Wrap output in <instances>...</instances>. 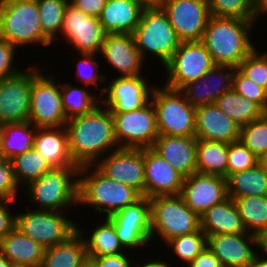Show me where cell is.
<instances>
[{"label":"cell","instance_id":"obj_1","mask_svg":"<svg viewBox=\"0 0 267 267\" xmlns=\"http://www.w3.org/2000/svg\"><path fill=\"white\" fill-rule=\"evenodd\" d=\"M101 105L66 122L70 154L79 167L94 165L102 156L120 148L115 138L113 115Z\"/></svg>","mask_w":267,"mask_h":267},{"label":"cell","instance_id":"obj_2","mask_svg":"<svg viewBox=\"0 0 267 267\" xmlns=\"http://www.w3.org/2000/svg\"><path fill=\"white\" fill-rule=\"evenodd\" d=\"M256 20L210 16L202 42L215 65L237 68L256 48L250 39Z\"/></svg>","mask_w":267,"mask_h":267},{"label":"cell","instance_id":"obj_3","mask_svg":"<svg viewBox=\"0 0 267 267\" xmlns=\"http://www.w3.org/2000/svg\"><path fill=\"white\" fill-rule=\"evenodd\" d=\"M141 197L137 190L107 178L94 165L79 167L78 206L90 205L109 217Z\"/></svg>","mask_w":267,"mask_h":267},{"label":"cell","instance_id":"obj_4","mask_svg":"<svg viewBox=\"0 0 267 267\" xmlns=\"http://www.w3.org/2000/svg\"><path fill=\"white\" fill-rule=\"evenodd\" d=\"M0 38L18 47L51 41L43 34L37 0H4L0 2Z\"/></svg>","mask_w":267,"mask_h":267},{"label":"cell","instance_id":"obj_5","mask_svg":"<svg viewBox=\"0 0 267 267\" xmlns=\"http://www.w3.org/2000/svg\"><path fill=\"white\" fill-rule=\"evenodd\" d=\"M79 166L53 168L26 186V194L38 210L63 211L78 206Z\"/></svg>","mask_w":267,"mask_h":267},{"label":"cell","instance_id":"obj_6","mask_svg":"<svg viewBox=\"0 0 267 267\" xmlns=\"http://www.w3.org/2000/svg\"><path fill=\"white\" fill-rule=\"evenodd\" d=\"M136 48L145 61L146 55L160 59L163 66L171 59L181 41L161 7H146L133 32Z\"/></svg>","mask_w":267,"mask_h":267},{"label":"cell","instance_id":"obj_7","mask_svg":"<svg viewBox=\"0 0 267 267\" xmlns=\"http://www.w3.org/2000/svg\"><path fill=\"white\" fill-rule=\"evenodd\" d=\"M149 201L151 240L157 234L166 243L171 238L201 229L200 216L185 204L180 195L155 196Z\"/></svg>","mask_w":267,"mask_h":267},{"label":"cell","instance_id":"obj_8","mask_svg":"<svg viewBox=\"0 0 267 267\" xmlns=\"http://www.w3.org/2000/svg\"><path fill=\"white\" fill-rule=\"evenodd\" d=\"M155 86L151 102L156 113L159 135L190 137L195 136V107L180 90Z\"/></svg>","mask_w":267,"mask_h":267},{"label":"cell","instance_id":"obj_9","mask_svg":"<svg viewBox=\"0 0 267 267\" xmlns=\"http://www.w3.org/2000/svg\"><path fill=\"white\" fill-rule=\"evenodd\" d=\"M41 69L33 68L28 121L37 128L65 126L68 119L62 105L61 85Z\"/></svg>","mask_w":267,"mask_h":267},{"label":"cell","instance_id":"obj_10","mask_svg":"<svg viewBox=\"0 0 267 267\" xmlns=\"http://www.w3.org/2000/svg\"><path fill=\"white\" fill-rule=\"evenodd\" d=\"M61 213L38 209L16 213L15 227L47 249L65 242L77 231V223Z\"/></svg>","mask_w":267,"mask_h":267},{"label":"cell","instance_id":"obj_11","mask_svg":"<svg viewBox=\"0 0 267 267\" xmlns=\"http://www.w3.org/2000/svg\"><path fill=\"white\" fill-rule=\"evenodd\" d=\"M214 62L202 41L181 42L171 59L164 65L166 87L180 90L189 82L205 75Z\"/></svg>","mask_w":267,"mask_h":267},{"label":"cell","instance_id":"obj_12","mask_svg":"<svg viewBox=\"0 0 267 267\" xmlns=\"http://www.w3.org/2000/svg\"><path fill=\"white\" fill-rule=\"evenodd\" d=\"M115 138L120 148H151L159 136L151 100L137 110L111 112Z\"/></svg>","mask_w":267,"mask_h":267},{"label":"cell","instance_id":"obj_13","mask_svg":"<svg viewBox=\"0 0 267 267\" xmlns=\"http://www.w3.org/2000/svg\"><path fill=\"white\" fill-rule=\"evenodd\" d=\"M160 7L181 42L202 41L211 16L207 0H162Z\"/></svg>","mask_w":267,"mask_h":267},{"label":"cell","instance_id":"obj_14","mask_svg":"<svg viewBox=\"0 0 267 267\" xmlns=\"http://www.w3.org/2000/svg\"><path fill=\"white\" fill-rule=\"evenodd\" d=\"M125 249H138L151 241L149 198L142 196L135 203L107 217Z\"/></svg>","mask_w":267,"mask_h":267},{"label":"cell","instance_id":"obj_15","mask_svg":"<svg viewBox=\"0 0 267 267\" xmlns=\"http://www.w3.org/2000/svg\"><path fill=\"white\" fill-rule=\"evenodd\" d=\"M61 34L79 54H99L106 35L99 18L84 14L70 1L65 9Z\"/></svg>","mask_w":267,"mask_h":267},{"label":"cell","instance_id":"obj_16","mask_svg":"<svg viewBox=\"0 0 267 267\" xmlns=\"http://www.w3.org/2000/svg\"><path fill=\"white\" fill-rule=\"evenodd\" d=\"M94 166L107 178L131 186L144 196V148H118Z\"/></svg>","mask_w":267,"mask_h":267},{"label":"cell","instance_id":"obj_17","mask_svg":"<svg viewBox=\"0 0 267 267\" xmlns=\"http://www.w3.org/2000/svg\"><path fill=\"white\" fill-rule=\"evenodd\" d=\"M145 78L143 75L113 78L107 87L104 85V88L100 89V103L110 112H129L140 109L150 101L154 88L147 83L148 78ZM104 95H106L105 99Z\"/></svg>","mask_w":267,"mask_h":267},{"label":"cell","instance_id":"obj_18","mask_svg":"<svg viewBox=\"0 0 267 267\" xmlns=\"http://www.w3.org/2000/svg\"><path fill=\"white\" fill-rule=\"evenodd\" d=\"M27 70L0 79V124L28 121L33 67Z\"/></svg>","mask_w":267,"mask_h":267},{"label":"cell","instance_id":"obj_19","mask_svg":"<svg viewBox=\"0 0 267 267\" xmlns=\"http://www.w3.org/2000/svg\"><path fill=\"white\" fill-rule=\"evenodd\" d=\"M180 196L199 216L228 198L226 178L195 172L184 177Z\"/></svg>","mask_w":267,"mask_h":267},{"label":"cell","instance_id":"obj_20","mask_svg":"<svg viewBox=\"0 0 267 267\" xmlns=\"http://www.w3.org/2000/svg\"><path fill=\"white\" fill-rule=\"evenodd\" d=\"M254 246L261 249V238L248 232L207 236V247L223 267H248L257 255Z\"/></svg>","mask_w":267,"mask_h":267},{"label":"cell","instance_id":"obj_21","mask_svg":"<svg viewBox=\"0 0 267 267\" xmlns=\"http://www.w3.org/2000/svg\"><path fill=\"white\" fill-rule=\"evenodd\" d=\"M144 197L180 195L184 176L151 148H144Z\"/></svg>","mask_w":267,"mask_h":267},{"label":"cell","instance_id":"obj_22","mask_svg":"<svg viewBox=\"0 0 267 267\" xmlns=\"http://www.w3.org/2000/svg\"><path fill=\"white\" fill-rule=\"evenodd\" d=\"M234 71L233 66L214 65L205 75L184 85L180 91L195 108L215 104L223 93L232 89Z\"/></svg>","mask_w":267,"mask_h":267},{"label":"cell","instance_id":"obj_23","mask_svg":"<svg viewBox=\"0 0 267 267\" xmlns=\"http://www.w3.org/2000/svg\"><path fill=\"white\" fill-rule=\"evenodd\" d=\"M99 54L120 77L143 75L144 60L136 48L133 34H106Z\"/></svg>","mask_w":267,"mask_h":267},{"label":"cell","instance_id":"obj_24","mask_svg":"<svg viewBox=\"0 0 267 267\" xmlns=\"http://www.w3.org/2000/svg\"><path fill=\"white\" fill-rule=\"evenodd\" d=\"M241 127L216 104L195 108V137L201 140L233 143L240 140Z\"/></svg>","mask_w":267,"mask_h":267},{"label":"cell","instance_id":"obj_25","mask_svg":"<svg viewBox=\"0 0 267 267\" xmlns=\"http://www.w3.org/2000/svg\"><path fill=\"white\" fill-rule=\"evenodd\" d=\"M197 141L198 139L195 136L159 135L151 149L184 177H187L197 172Z\"/></svg>","mask_w":267,"mask_h":267},{"label":"cell","instance_id":"obj_26","mask_svg":"<svg viewBox=\"0 0 267 267\" xmlns=\"http://www.w3.org/2000/svg\"><path fill=\"white\" fill-rule=\"evenodd\" d=\"M145 8L137 0H107L99 22L106 34H133Z\"/></svg>","mask_w":267,"mask_h":267},{"label":"cell","instance_id":"obj_27","mask_svg":"<svg viewBox=\"0 0 267 267\" xmlns=\"http://www.w3.org/2000/svg\"><path fill=\"white\" fill-rule=\"evenodd\" d=\"M45 248L16 227L0 240V254L16 267H41Z\"/></svg>","mask_w":267,"mask_h":267},{"label":"cell","instance_id":"obj_28","mask_svg":"<svg viewBox=\"0 0 267 267\" xmlns=\"http://www.w3.org/2000/svg\"><path fill=\"white\" fill-rule=\"evenodd\" d=\"M34 148L46 158L53 168L78 166L73 162L70 154L65 126L37 128Z\"/></svg>","mask_w":267,"mask_h":267},{"label":"cell","instance_id":"obj_29","mask_svg":"<svg viewBox=\"0 0 267 267\" xmlns=\"http://www.w3.org/2000/svg\"><path fill=\"white\" fill-rule=\"evenodd\" d=\"M200 220L201 230L206 236L246 232L238 209L230 197L205 211Z\"/></svg>","mask_w":267,"mask_h":267},{"label":"cell","instance_id":"obj_30","mask_svg":"<svg viewBox=\"0 0 267 267\" xmlns=\"http://www.w3.org/2000/svg\"><path fill=\"white\" fill-rule=\"evenodd\" d=\"M77 231L65 242L45 249L41 267H81L88 259L83 234ZM84 232V233H83Z\"/></svg>","mask_w":267,"mask_h":267},{"label":"cell","instance_id":"obj_31","mask_svg":"<svg viewBox=\"0 0 267 267\" xmlns=\"http://www.w3.org/2000/svg\"><path fill=\"white\" fill-rule=\"evenodd\" d=\"M228 197L267 196V167L259 162L251 169L230 174L226 178Z\"/></svg>","mask_w":267,"mask_h":267},{"label":"cell","instance_id":"obj_32","mask_svg":"<svg viewBox=\"0 0 267 267\" xmlns=\"http://www.w3.org/2000/svg\"><path fill=\"white\" fill-rule=\"evenodd\" d=\"M0 156L12 159L34 148L37 127L30 121L1 124Z\"/></svg>","mask_w":267,"mask_h":267},{"label":"cell","instance_id":"obj_33","mask_svg":"<svg viewBox=\"0 0 267 267\" xmlns=\"http://www.w3.org/2000/svg\"><path fill=\"white\" fill-rule=\"evenodd\" d=\"M228 144L198 139L196 169L198 173L228 177Z\"/></svg>","mask_w":267,"mask_h":267},{"label":"cell","instance_id":"obj_34","mask_svg":"<svg viewBox=\"0 0 267 267\" xmlns=\"http://www.w3.org/2000/svg\"><path fill=\"white\" fill-rule=\"evenodd\" d=\"M215 104L240 127L248 125L265 114L258 103L243 97L233 89L223 93Z\"/></svg>","mask_w":267,"mask_h":267},{"label":"cell","instance_id":"obj_35","mask_svg":"<svg viewBox=\"0 0 267 267\" xmlns=\"http://www.w3.org/2000/svg\"><path fill=\"white\" fill-rule=\"evenodd\" d=\"M246 232L262 238L267 233V196L233 199Z\"/></svg>","mask_w":267,"mask_h":267},{"label":"cell","instance_id":"obj_36","mask_svg":"<svg viewBox=\"0 0 267 267\" xmlns=\"http://www.w3.org/2000/svg\"><path fill=\"white\" fill-rule=\"evenodd\" d=\"M93 230L89 238L83 236L89 260L98 256L117 255L125 252L126 249L117 237L113 223L107 217L100 226L98 225Z\"/></svg>","mask_w":267,"mask_h":267},{"label":"cell","instance_id":"obj_37","mask_svg":"<svg viewBox=\"0 0 267 267\" xmlns=\"http://www.w3.org/2000/svg\"><path fill=\"white\" fill-rule=\"evenodd\" d=\"M10 162L16 181L21 188H25L53 169L46 158L35 148L10 159Z\"/></svg>","mask_w":267,"mask_h":267},{"label":"cell","instance_id":"obj_38","mask_svg":"<svg viewBox=\"0 0 267 267\" xmlns=\"http://www.w3.org/2000/svg\"><path fill=\"white\" fill-rule=\"evenodd\" d=\"M86 88L89 87H76L69 82L61 84V100L67 119L86 114L101 102L97 94L93 95Z\"/></svg>","mask_w":267,"mask_h":267},{"label":"cell","instance_id":"obj_39","mask_svg":"<svg viewBox=\"0 0 267 267\" xmlns=\"http://www.w3.org/2000/svg\"><path fill=\"white\" fill-rule=\"evenodd\" d=\"M68 0H37L43 34L55 41L61 33Z\"/></svg>","mask_w":267,"mask_h":267},{"label":"cell","instance_id":"obj_40","mask_svg":"<svg viewBox=\"0 0 267 267\" xmlns=\"http://www.w3.org/2000/svg\"><path fill=\"white\" fill-rule=\"evenodd\" d=\"M207 2L211 16L257 19L255 0H207Z\"/></svg>","mask_w":267,"mask_h":267},{"label":"cell","instance_id":"obj_41","mask_svg":"<svg viewBox=\"0 0 267 267\" xmlns=\"http://www.w3.org/2000/svg\"><path fill=\"white\" fill-rule=\"evenodd\" d=\"M187 265L207 247V236L200 229L194 233L171 238L165 243Z\"/></svg>","mask_w":267,"mask_h":267},{"label":"cell","instance_id":"obj_42","mask_svg":"<svg viewBox=\"0 0 267 267\" xmlns=\"http://www.w3.org/2000/svg\"><path fill=\"white\" fill-rule=\"evenodd\" d=\"M240 141L262 161L267 155V114L241 127Z\"/></svg>","mask_w":267,"mask_h":267},{"label":"cell","instance_id":"obj_43","mask_svg":"<svg viewBox=\"0 0 267 267\" xmlns=\"http://www.w3.org/2000/svg\"><path fill=\"white\" fill-rule=\"evenodd\" d=\"M237 69L267 91V52L259 53L255 48Z\"/></svg>","mask_w":267,"mask_h":267},{"label":"cell","instance_id":"obj_44","mask_svg":"<svg viewBox=\"0 0 267 267\" xmlns=\"http://www.w3.org/2000/svg\"><path fill=\"white\" fill-rule=\"evenodd\" d=\"M228 176L235 172L248 170L260 161L240 140L228 144Z\"/></svg>","mask_w":267,"mask_h":267},{"label":"cell","instance_id":"obj_45","mask_svg":"<svg viewBox=\"0 0 267 267\" xmlns=\"http://www.w3.org/2000/svg\"><path fill=\"white\" fill-rule=\"evenodd\" d=\"M79 55L81 58L79 62H77L76 71V78L80 79H78V81H82L81 84H83V86L90 87L94 84L95 88L101 87L100 84L107 81V77L98 71L100 64L95 60L97 54L81 53Z\"/></svg>","mask_w":267,"mask_h":267},{"label":"cell","instance_id":"obj_46","mask_svg":"<svg viewBox=\"0 0 267 267\" xmlns=\"http://www.w3.org/2000/svg\"><path fill=\"white\" fill-rule=\"evenodd\" d=\"M232 89L243 97L255 101L265 111L266 90L243 75L237 68L233 73Z\"/></svg>","mask_w":267,"mask_h":267},{"label":"cell","instance_id":"obj_47","mask_svg":"<svg viewBox=\"0 0 267 267\" xmlns=\"http://www.w3.org/2000/svg\"><path fill=\"white\" fill-rule=\"evenodd\" d=\"M19 188L10 160L0 156V200L14 203Z\"/></svg>","mask_w":267,"mask_h":267},{"label":"cell","instance_id":"obj_48","mask_svg":"<svg viewBox=\"0 0 267 267\" xmlns=\"http://www.w3.org/2000/svg\"><path fill=\"white\" fill-rule=\"evenodd\" d=\"M17 47L0 38V79L18 75L23 69L14 65Z\"/></svg>","mask_w":267,"mask_h":267},{"label":"cell","instance_id":"obj_49","mask_svg":"<svg viewBox=\"0 0 267 267\" xmlns=\"http://www.w3.org/2000/svg\"><path fill=\"white\" fill-rule=\"evenodd\" d=\"M126 252L117 255L98 256L92 259L96 267H134V263L130 260L129 255Z\"/></svg>","mask_w":267,"mask_h":267},{"label":"cell","instance_id":"obj_50","mask_svg":"<svg viewBox=\"0 0 267 267\" xmlns=\"http://www.w3.org/2000/svg\"><path fill=\"white\" fill-rule=\"evenodd\" d=\"M10 201L0 200V240L15 228L16 215L11 214L9 205Z\"/></svg>","mask_w":267,"mask_h":267},{"label":"cell","instance_id":"obj_51","mask_svg":"<svg viewBox=\"0 0 267 267\" xmlns=\"http://www.w3.org/2000/svg\"><path fill=\"white\" fill-rule=\"evenodd\" d=\"M107 0H70L84 14L99 18Z\"/></svg>","mask_w":267,"mask_h":267},{"label":"cell","instance_id":"obj_52","mask_svg":"<svg viewBox=\"0 0 267 267\" xmlns=\"http://www.w3.org/2000/svg\"><path fill=\"white\" fill-rule=\"evenodd\" d=\"M188 267H223L220 260L206 247L189 264Z\"/></svg>","mask_w":267,"mask_h":267},{"label":"cell","instance_id":"obj_53","mask_svg":"<svg viewBox=\"0 0 267 267\" xmlns=\"http://www.w3.org/2000/svg\"><path fill=\"white\" fill-rule=\"evenodd\" d=\"M259 253L256 255L253 262L248 267H267V255L264 256Z\"/></svg>","mask_w":267,"mask_h":267},{"label":"cell","instance_id":"obj_54","mask_svg":"<svg viewBox=\"0 0 267 267\" xmlns=\"http://www.w3.org/2000/svg\"><path fill=\"white\" fill-rule=\"evenodd\" d=\"M135 264H136V266H135ZM134 264V267H173V266H170V264L169 263H166V262H164L163 260L161 261H157V260H155V261H147L146 262V264H145V262H144V264H137V263H135Z\"/></svg>","mask_w":267,"mask_h":267},{"label":"cell","instance_id":"obj_55","mask_svg":"<svg viewBox=\"0 0 267 267\" xmlns=\"http://www.w3.org/2000/svg\"><path fill=\"white\" fill-rule=\"evenodd\" d=\"M257 18L261 15H267V0H255Z\"/></svg>","mask_w":267,"mask_h":267},{"label":"cell","instance_id":"obj_56","mask_svg":"<svg viewBox=\"0 0 267 267\" xmlns=\"http://www.w3.org/2000/svg\"><path fill=\"white\" fill-rule=\"evenodd\" d=\"M145 7H160L162 0H137Z\"/></svg>","mask_w":267,"mask_h":267},{"label":"cell","instance_id":"obj_57","mask_svg":"<svg viewBox=\"0 0 267 267\" xmlns=\"http://www.w3.org/2000/svg\"><path fill=\"white\" fill-rule=\"evenodd\" d=\"M0 267H16L9 260H7L3 255L0 254Z\"/></svg>","mask_w":267,"mask_h":267},{"label":"cell","instance_id":"obj_58","mask_svg":"<svg viewBox=\"0 0 267 267\" xmlns=\"http://www.w3.org/2000/svg\"><path fill=\"white\" fill-rule=\"evenodd\" d=\"M261 252L267 254V233L261 238Z\"/></svg>","mask_w":267,"mask_h":267},{"label":"cell","instance_id":"obj_59","mask_svg":"<svg viewBox=\"0 0 267 267\" xmlns=\"http://www.w3.org/2000/svg\"><path fill=\"white\" fill-rule=\"evenodd\" d=\"M81 267H96L92 260L87 259Z\"/></svg>","mask_w":267,"mask_h":267},{"label":"cell","instance_id":"obj_60","mask_svg":"<svg viewBox=\"0 0 267 267\" xmlns=\"http://www.w3.org/2000/svg\"><path fill=\"white\" fill-rule=\"evenodd\" d=\"M267 167V155L261 161Z\"/></svg>","mask_w":267,"mask_h":267},{"label":"cell","instance_id":"obj_61","mask_svg":"<svg viewBox=\"0 0 267 267\" xmlns=\"http://www.w3.org/2000/svg\"><path fill=\"white\" fill-rule=\"evenodd\" d=\"M265 113L267 114V91H266Z\"/></svg>","mask_w":267,"mask_h":267},{"label":"cell","instance_id":"obj_62","mask_svg":"<svg viewBox=\"0 0 267 267\" xmlns=\"http://www.w3.org/2000/svg\"><path fill=\"white\" fill-rule=\"evenodd\" d=\"M1 135H2V127H1V124H0V142H1Z\"/></svg>","mask_w":267,"mask_h":267}]
</instances>
